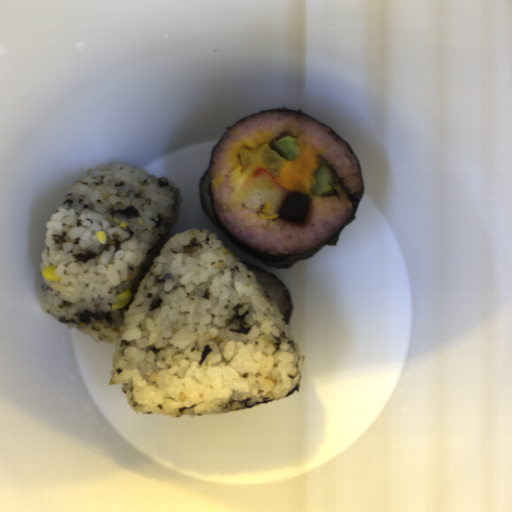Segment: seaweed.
<instances>
[{"instance_id": "obj_1", "label": "seaweed", "mask_w": 512, "mask_h": 512, "mask_svg": "<svg viewBox=\"0 0 512 512\" xmlns=\"http://www.w3.org/2000/svg\"><path fill=\"white\" fill-rule=\"evenodd\" d=\"M279 110L280 111H287V112H295L297 114H300L302 116H305L307 118L315 120L314 118H312V117H310V116H308V115H306V114H304L302 112L292 111V110L283 109V108L282 109H273V110H264V111H261V112H270V111H279ZM258 113H260V112H258ZM258 113H255V114H258ZM255 114H252L250 116L244 117V118L236 121L234 124H232L231 126L227 127L226 130L223 132V134L220 136L219 140L217 141V143L212 148L210 163H209L205 173L203 174V176L200 179L199 194H200L201 203H202V207H203L204 212L207 214V216L210 218V220L213 222V224L216 226V228L219 230V232L221 234H223L226 238H228L231 242H233L240 249H242L246 253L250 254L251 256L255 257L259 261L263 262L267 266H269V267H277V268H285L286 269V268L292 267L293 265H295L299 261H302V260L308 259L310 257H313L317 252H319L325 246H335L336 247L342 229L344 227H346L349 223H351L354 220V218H355V216L357 214L360 202H361L362 197H363L365 183H364V179H363V175H362V171H361L359 160H358L356 154L354 153L353 149L351 148L349 142L347 140H345L343 137H341L339 134H337L334 130H332L327 125H325V124L315 120L318 123H320L321 125H323L324 127H326L327 129H329L330 131H332L342 141H344L348 145L349 149L351 150L352 154L354 155V157L356 159L358 170H359V174H360V179H361V186H362V192H361V196L359 198H356V197L350 195V193L348 192L347 188L345 187V185L343 184V182L341 181V179L337 175V173L334 170V168L332 167V165L327 160H325L322 156H320L321 165H323L325 167V169L329 173L332 174V176L334 178V181H335V186H339L347 194L351 204L354 207L353 214L350 216V218L345 222V224L340 228V230L337 233L332 235L330 238L325 240L323 243H321L317 247H315V248H313L311 250H308V251H306V252H304L302 254H290V255H278L277 256V255H273V254L266 253V252H263V251H259V250L255 249V248L251 247L250 245L242 242L239 238H237L231 231H229L225 227L223 221L221 220V218H220V216L218 214V210H217L216 203H215L214 196H213L211 174H212V165H213V158H214L215 148H216L217 144L219 143L220 139L222 138V136L225 134V132L227 130L232 128L234 125H236L237 123L241 122L242 120H244V119H246L248 117H251V116H253ZM208 174H209L210 198H211V204H212V210H213L214 217L207 210V208H206V206H205V204L203 202L202 194H201V188H202V183H203L204 177H205V175H208Z\"/></svg>"}, {"instance_id": "obj_2", "label": "seaweed", "mask_w": 512, "mask_h": 512, "mask_svg": "<svg viewBox=\"0 0 512 512\" xmlns=\"http://www.w3.org/2000/svg\"><path fill=\"white\" fill-rule=\"evenodd\" d=\"M248 267V266H247ZM249 270L251 271H256V272H259L261 274H264L266 276H269L271 278H273L274 280H276L277 282H279L281 284V286L283 287L285 293H286V296L288 298V301H289V307H288V313L284 319V321L288 324L291 320V317H292V313H293V310H294V306H293V302H292V298L290 296V293L287 289V287L285 286L284 282L282 280H280L277 276H275L274 274L272 273H269L263 269H260L258 267H248Z\"/></svg>"}]
</instances>
